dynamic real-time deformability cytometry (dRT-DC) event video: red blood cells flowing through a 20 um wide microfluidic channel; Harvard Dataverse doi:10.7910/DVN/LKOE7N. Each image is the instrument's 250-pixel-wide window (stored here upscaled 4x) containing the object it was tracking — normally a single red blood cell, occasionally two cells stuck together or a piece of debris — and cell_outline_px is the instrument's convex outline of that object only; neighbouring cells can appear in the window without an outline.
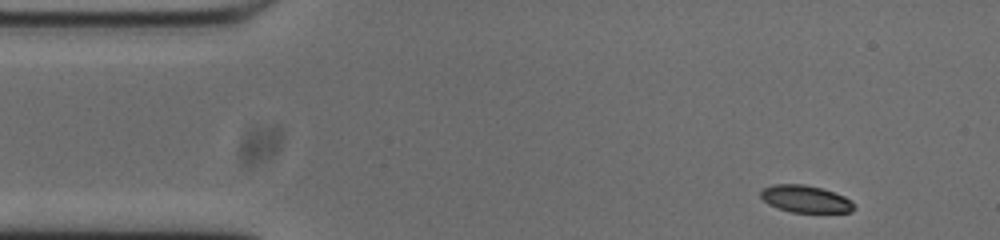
{"species": "common noctule bat (a hibernating species)", "species_latin": "Nyctalus noctula", "temperature_condition": "cold", "stored_images_in_passage": 50, "segment_of_instrument_passage": [1, 2], "camera_frame_rate_fps": 3000, "um_per_image_px": 0.085, "animal": {"sex": "male", "body_mass_g": 20.0, "forearm_length_mm": 53.3}, "frame": {"image": 1, "passage_image": 1, "time_ms": 0.0, "image_size_px": [1000, 240], "cell_outline_px": [[856, 208], [852, 212], [792, 212], [776, 208], [768, 204], [760, 196], [760, 192], [764, 188], [772, 184], [804, 184], [820, 188], [844, 196], [852, 200]], "centroid_in_image_um": [68.47, 16.91], "position_along_channel_um": 16.5, "area_um2": 14.8}}
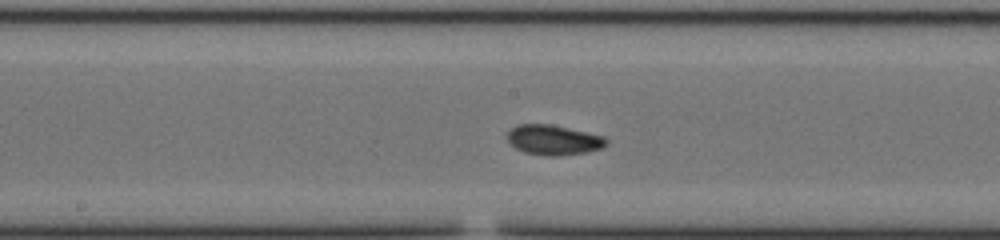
{"frame": {"image": 2, "passage_image": 22, "time_ms": 7.0, "image_size_px": [1000, 240], "cell_outline_px": [[608, 144], [600, 148], [588, 152], [560, 156], [548, 156], [524, 152], [516, 148], [504, 136], [516, 124], [548, 124], [568, 128], [604, 136], [608, 140]], "centroid_in_image_um": [47.04, 11.9], "position_along_channel_um": 201.2, "area_um2": 17.34}}
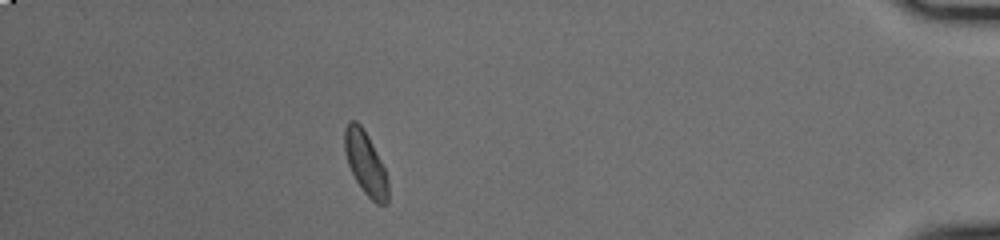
{"frame": {"image": 3, "passage_image": 43, "time_ms": 14.0, "image_size_px": [1000, 240], "cell_outline_px": [[388, 204], [376, 204], [364, 192], [356, 180], [348, 164], [344, 152], [344, 128], [348, 120], [356, 120], [360, 124], [368, 136], [384, 168], [388, 180]], "centroid_in_image_um": [31.05, 13.86], "position_along_channel_um": 404.1, "area_um2": 15.95}}